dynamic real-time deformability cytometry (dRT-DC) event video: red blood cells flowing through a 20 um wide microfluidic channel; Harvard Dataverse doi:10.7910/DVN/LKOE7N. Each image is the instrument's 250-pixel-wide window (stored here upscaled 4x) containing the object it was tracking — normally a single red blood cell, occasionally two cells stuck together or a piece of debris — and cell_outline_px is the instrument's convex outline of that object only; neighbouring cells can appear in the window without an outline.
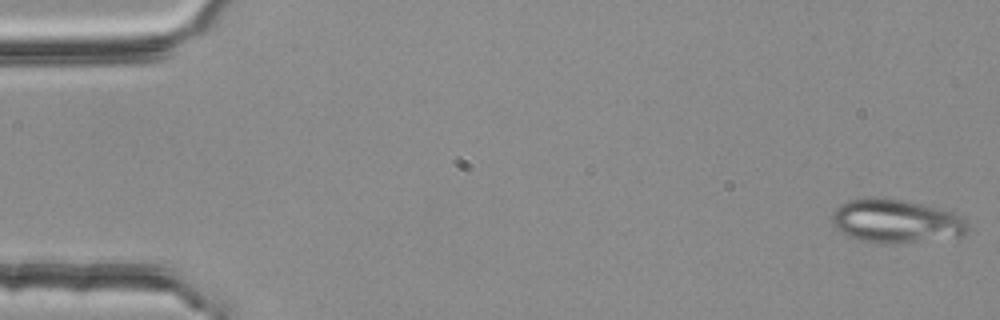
{"species": "common noctule bat (a hibernating species)", "species_latin": "Nyctalus noctula", "temperature_condition": "room temperature", "stored_images_in_passage": 24, "camera_frame_rate_fps": 3000, "um_per_image_px": 0.085, "animal": {"sex": "female", "body_mass_g": 25.1}, "frame": {"image": 1, "passage_image": 1, "time_ms": 0.0, "image_size_px": [1000, 320], "cell_outline_px": [[968, 228], [964, 236], [912, 240], [860, 240], [836, 228], [832, 224], [832, 212], [840, 204], [848, 200], [900, 200], [940, 208], [956, 212], [964, 216], [968, 224]], "centroid_in_image_um": [76.23, 18.76], "position_along_channel_um": 8.8, "area_um2": 32.6}}
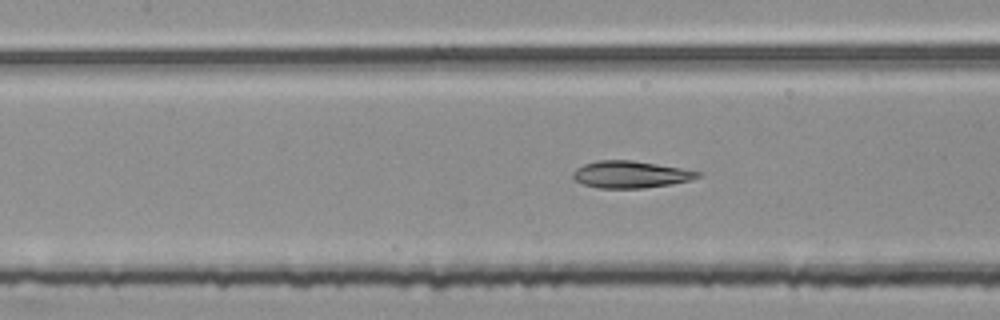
{"frame": {"image": 2, "passage_image": 24, "time_ms": 7.667, "image_size_px": [1000, 320], "cell_outline_px": [[700, 176], [688, 180], [668, 184], [644, 188], [600, 188], [584, 184], [576, 180], [572, 176], [572, 172], [576, 168], [584, 164], [596, 160], [632, 160], [680, 168], [700, 172]], "centroid_in_image_um": [53.53, 14.82], "position_along_channel_um": 153.9, "area_um2": 19.31}}